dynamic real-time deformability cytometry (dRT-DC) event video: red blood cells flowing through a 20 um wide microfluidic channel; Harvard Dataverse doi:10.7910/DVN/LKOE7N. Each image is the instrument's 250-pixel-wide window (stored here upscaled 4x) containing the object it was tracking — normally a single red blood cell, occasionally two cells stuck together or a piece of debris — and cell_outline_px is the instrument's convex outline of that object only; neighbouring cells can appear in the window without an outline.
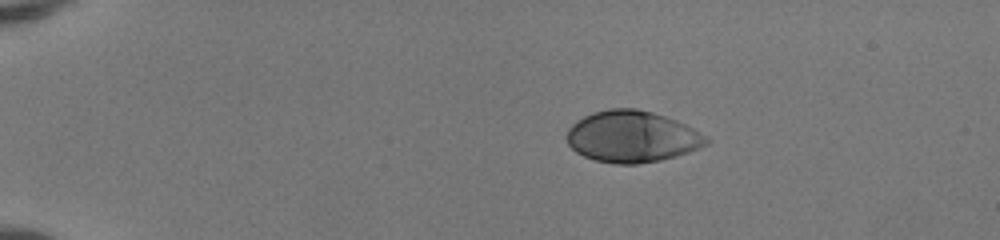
{"species": "human", "species_latin": "Homo sapiens", "temperature_condition": "room temperature", "stored_images_in_passage": 42, "camera_frame_rate_fps": 3000, "um_per_image_px": 0.085, "donor": {"sex": "female"}, "frame": {"image": 1, "passage_image": 1, "time_ms": 0.0, "image_size_px": [1000, 240], "cell_outline_px": [[708, 144], [700, 148], [676, 156], [660, 160], [636, 164], [616, 164], [596, 160], [584, 156], [576, 152], [568, 144], [568, 128], [572, 124], [584, 116], [592, 112], [608, 108], [636, 108], [652, 112], [676, 120], [692, 128], [704, 136], [708, 140]], "centroid_in_image_um": [53.7, 11.61], "position_along_channel_um": 31.3, "area_um2": 41.62}}
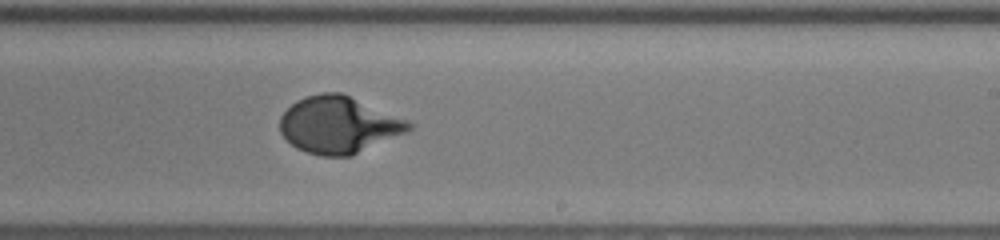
{"frame": {"image": 2, "passage_image": 24, "time_ms": 7.667, "image_size_px": [1000, 240], "cell_outline_px": [[412, 128], [408, 132], [352, 156], [320, 156], [296, 148], [280, 132], [280, 116], [296, 100], [320, 92], [340, 92], [408, 120], [412, 124]], "centroid_in_image_um": [28.8, 10.62], "position_along_channel_um": 260.2, "area_um2": 42.6}}
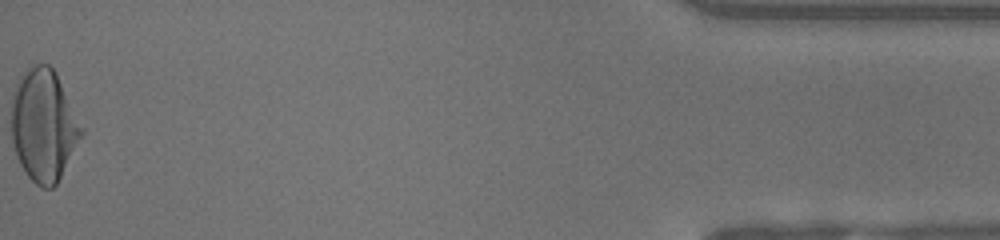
{"frame": {"image": 3, "passage_image": 42, "time_ms": 13.667, "image_size_px": [1000, 240], "cell_outline_px": [[84, 132], [56, 184], [52, 188], [40, 188], [28, 176], [20, 164], [16, 156], [12, 144], [12, 96], [16, 84], [20, 76], [28, 64], [48, 64], [56, 72], [84, 128]], "centroid_in_image_um": [3.7, 10.62], "position_along_channel_um": 431.5, "area_um2": 45.84}, "authors_computed_cell_mechanics": {"area_um2": 41.6738, "velocity_mm_per_s": 4.1463, "shape_relaxation_time_tau1_ms": 3.0922, "shape_relaxation_time_tau2_ms": null, "deformation_change_tau1": 0.1907, "deformation_change_tau2": null}}